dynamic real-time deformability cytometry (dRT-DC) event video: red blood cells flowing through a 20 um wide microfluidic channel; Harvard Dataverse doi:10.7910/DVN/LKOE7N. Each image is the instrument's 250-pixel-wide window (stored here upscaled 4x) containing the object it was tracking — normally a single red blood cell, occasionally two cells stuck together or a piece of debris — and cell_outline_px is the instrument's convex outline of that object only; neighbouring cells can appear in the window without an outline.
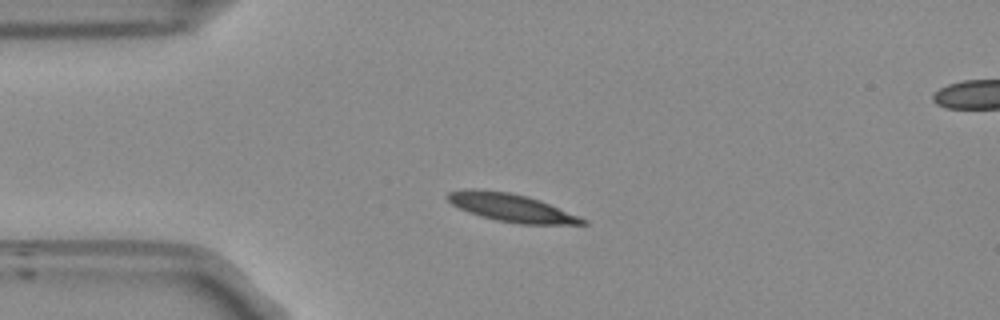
{"species": "Egyptian fruit bat (a non-hibernating species)", "species_latin": "Rousettus aegyptiacus", "temperature_condition": "room temperature", "stored_images_in_passage": 43, "camera_frame_rate_fps": 3000, "um_per_image_px": 0.085, "frame": {"image": 1, "passage_image": 1, "time_ms": 0.0, "image_size_px": [1000, 320], "cell_outline_px": [[588, 224], [520, 224], [496, 220], [480, 216], [468, 212], [452, 204], [444, 196], [448, 192], [464, 188], [476, 188], [508, 192], [528, 196], [540, 200], [580, 216], [588, 220]], "centroid_in_image_um": [43.44, 17.64], "position_along_channel_um": 41.6, "area_um2": 22.2}}
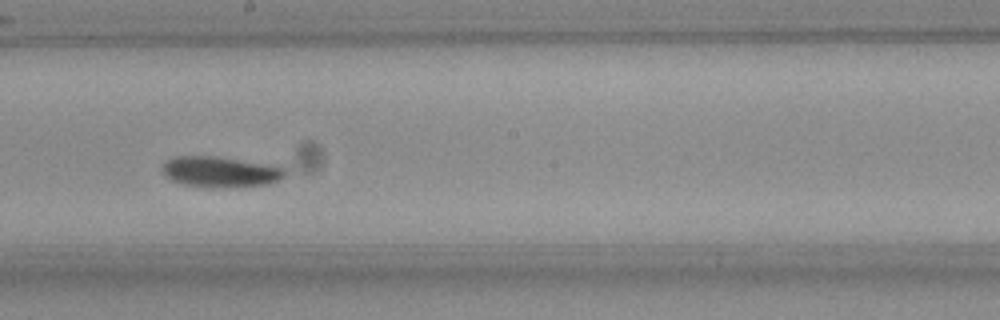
{"frame": {"image": 2, "passage_image": 18, "time_ms": 5.667, "image_size_px": [1000, 320], "cell_outline_px": [[284, 176], [268, 184], [200, 188], [180, 184], [164, 176], [160, 168], [168, 160], [176, 156], [208, 156], [236, 160], [284, 168]], "centroid_in_image_um": [18.58, 14.63], "position_along_channel_um": 229.6, "area_um2": 21.33}}
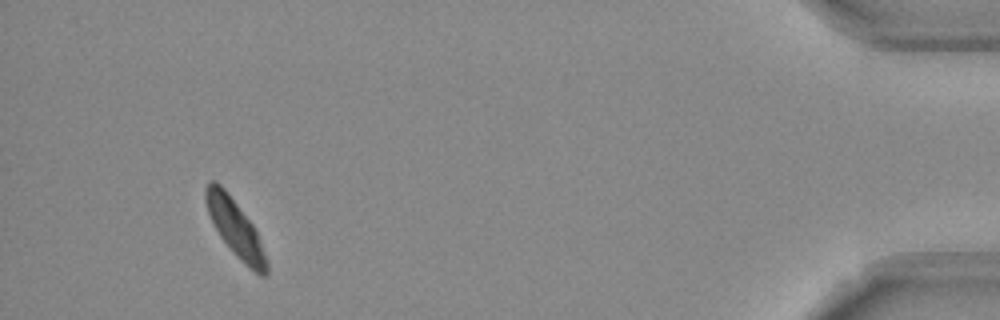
{"frame": {"image": 3, "passage_image": 39, "time_ms": 12.667, "image_size_px": [1000, 320], "cell_outline_px": [[268, 272], [264, 276], [260, 276], [248, 268], [236, 256], [220, 236], [208, 212], [204, 200], [204, 188], [208, 180], [216, 180], [224, 188], [256, 228], [268, 260]], "centroid_in_image_um": [20.01, 19.39], "position_along_channel_um": 415.2, "area_um2": 20.4}}